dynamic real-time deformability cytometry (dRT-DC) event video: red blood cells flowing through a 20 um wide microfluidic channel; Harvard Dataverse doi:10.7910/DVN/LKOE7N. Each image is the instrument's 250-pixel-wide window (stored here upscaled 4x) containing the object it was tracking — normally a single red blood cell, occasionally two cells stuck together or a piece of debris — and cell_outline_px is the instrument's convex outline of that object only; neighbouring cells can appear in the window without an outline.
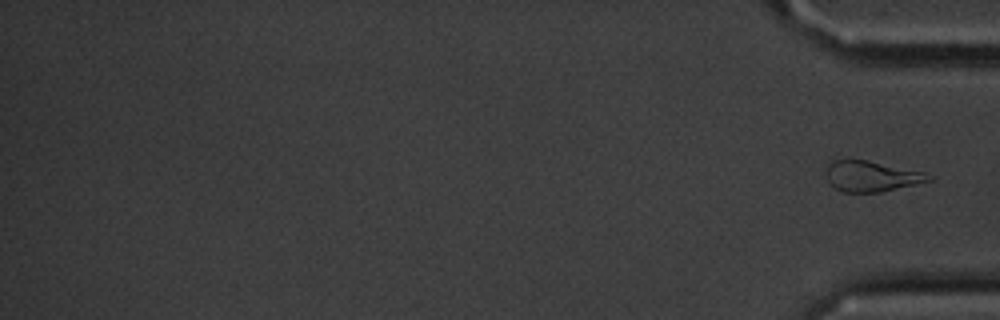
{"species": "common noctule bat (a hibernating species)", "species_latin": "Nyctalus noctula", "temperature_condition": "cold", "stored_images_in_passage": 15, "segment_of_instrument_passage": [2, 2], "camera_frame_rate_fps": 3000, "um_per_image_px": 0.085, "animal": {"sex": "male", "body_mass_g": 20.1, "forearm_length_mm": 53.5}, "frame": {"image": 1, "passage_image": 15, "time_ms": 18.0, "image_size_px": [1000, 320], "cell_outline_px": [[932, 180], [880, 192], [844, 192], [836, 188], [828, 180], [828, 164], [832, 160], [868, 160], [924, 172], [932, 176]], "centroid_in_image_um": [74.1, 14.97], "position_along_channel_um": 361.1, "area_um2": 17.92}}